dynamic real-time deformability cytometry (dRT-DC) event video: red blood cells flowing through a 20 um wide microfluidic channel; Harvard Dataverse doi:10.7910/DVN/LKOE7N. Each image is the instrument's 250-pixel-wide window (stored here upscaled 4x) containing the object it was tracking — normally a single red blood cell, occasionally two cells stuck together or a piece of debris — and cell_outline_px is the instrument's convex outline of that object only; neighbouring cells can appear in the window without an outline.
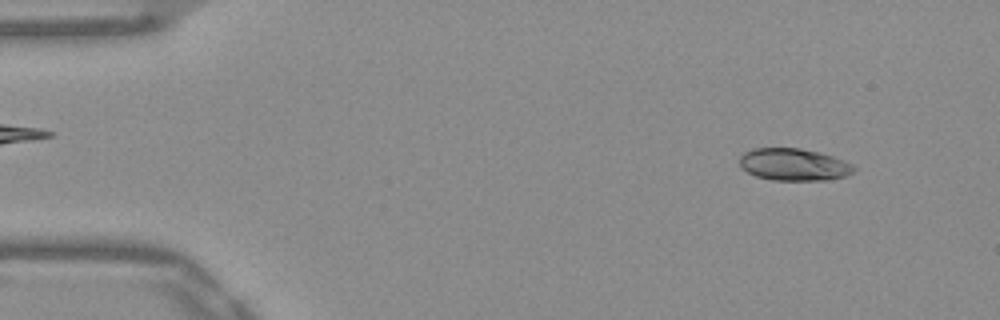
{"species": "Egyptian fruit bat (a non-hibernating species)", "species_latin": "Rousettus aegyptiacus", "temperature_condition": "warm", "stored_images_in_passage": 51, "camera_frame_rate_fps": 3000, "um_per_image_px": 0.085, "frame": {"image": 1, "passage_image": 4, "time_ms": 1.0, "image_size_px": [1000, 320], "cell_outline_px": [[856, 172], [844, 176], [828, 180], [772, 180], [756, 176], [740, 168], [740, 156], [744, 152], [752, 148], [800, 148], [820, 152], [832, 156], [852, 164], [856, 168]], "centroid_in_image_um": [67.47, 13.98], "position_along_channel_um": 17.5, "area_um2": 21.56}}
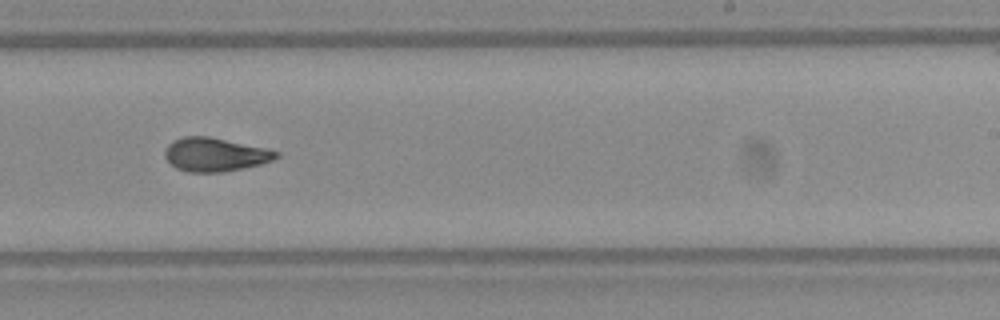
{"frame": {"image": 2, "passage_image": 31, "time_ms": 10.0, "image_size_px": [1000, 320], "cell_outline_px": [[280, 156], [272, 160], [260, 164], [224, 172], [188, 172], [176, 168], [164, 156], [164, 152], [168, 144], [172, 140], [184, 136], [208, 136], [264, 148], [280, 152]], "centroid_in_image_um": [18.25, 13.14], "position_along_channel_um": 270.7, "area_um2": 21.68}}
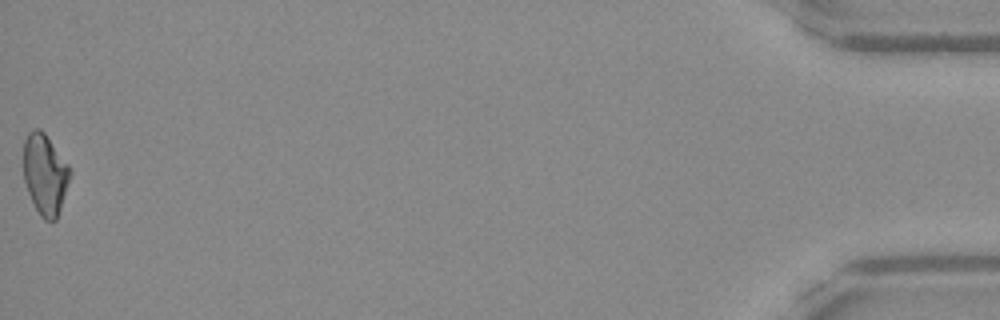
{"frame": {"image": 3, "passage_image": 51, "time_ms": 16.667, "image_size_px": [1000, 320], "cell_outline_px": [[72, 172], [56, 220], [44, 220], [40, 216], [28, 192], [24, 180], [24, 140], [28, 132], [32, 128], [40, 128], [44, 132], [68, 164]], "centroid_in_image_um": [3.82, 14.78], "position_along_channel_um": 431.4, "area_um2": 21.73}, "authors_computed_cell_mechanics": {"area_um2": 21.675, "velocity_mm_per_s": 3.9007, "shape_relaxation_time_tau1_ms": 10.042, "shape_relaxation_time_tau2_ms": 3.2359, "deformation_change_tau1": 0.2518, "deformation_change_tau2": 0.0859}}